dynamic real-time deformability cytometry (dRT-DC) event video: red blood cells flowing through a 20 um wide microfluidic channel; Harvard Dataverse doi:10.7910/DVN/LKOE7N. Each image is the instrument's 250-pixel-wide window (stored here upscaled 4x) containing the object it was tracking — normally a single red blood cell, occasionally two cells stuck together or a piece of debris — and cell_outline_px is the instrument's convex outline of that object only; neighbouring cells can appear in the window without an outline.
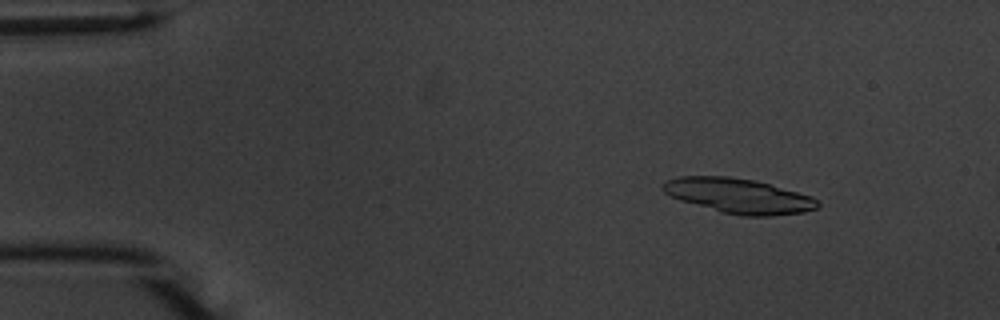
{"species": "common noctule bat (a hibernating species)", "species_latin": "Nyctalus noctula", "temperature_condition": "warm", "stored_images_in_passage": 14, "camera_frame_rate_fps": 3000, "um_per_image_px": 0.085, "animal": {"sex": "male", "body_mass_g": 20.1, "forearm_length_mm": 53.5}, "frame": {"image": 1, "passage_image": 7, "time_ms": 2.0, "image_size_px": [1000, 320], "cell_outline_px": [[820, 204], [816, 208], [804, 212], [772, 216], [740, 216], [720, 212], [680, 200], [664, 192], [660, 188], [660, 184], [664, 180], [680, 176], [728, 176], [756, 180], [812, 196], [820, 200]], "centroid_in_image_um": [62.77, 16.64], "position_along_channel_um": 22.2, "area_um2": 31.79}}